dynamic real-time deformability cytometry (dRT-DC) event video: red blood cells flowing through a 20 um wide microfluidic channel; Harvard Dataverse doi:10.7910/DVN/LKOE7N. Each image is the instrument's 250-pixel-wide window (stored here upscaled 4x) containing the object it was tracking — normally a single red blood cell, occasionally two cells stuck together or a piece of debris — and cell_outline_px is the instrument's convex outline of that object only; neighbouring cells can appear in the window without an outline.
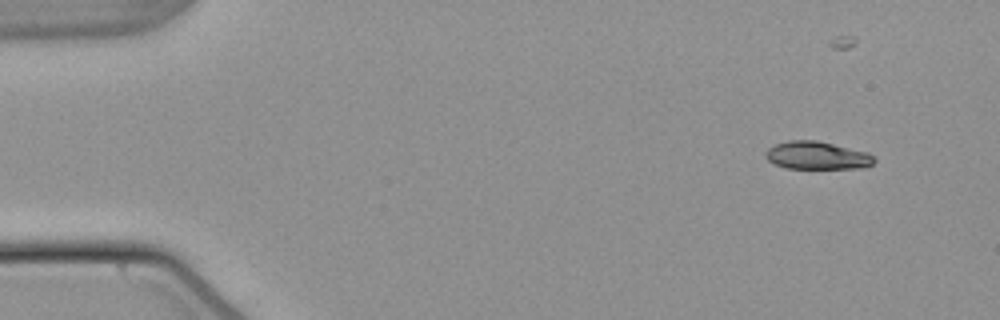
{"species": "common noctule bat (a hibernating species)", "species_latin": "Nyctalus noctula", "temperature_condition": "warm", "stored_images_in_passage": 43, "camera_frame_rate_fps": 3000, "um_per_image_px": 0.085, "animal": {"sex": "male", "body_mass_g": 21.5, "forearm_length_mm": 52.0}, "frame": {"image": 1, "passage_image": 6, "time_ms": 1.667, "image_size_px": [1000, 320], "cell_outline_px": [[876, 160], [872, 164], [864, 168], [784, 168], [772, 164], [764, 156], [764, 152], [768, 148], [776, 144], [788, 140], [816, 140], [868, 152], [876, 156]], "centroid_in_image_um": [69.44, 13.22], "position_along_channel_um": 15.6, "area_um2": 17.86}}
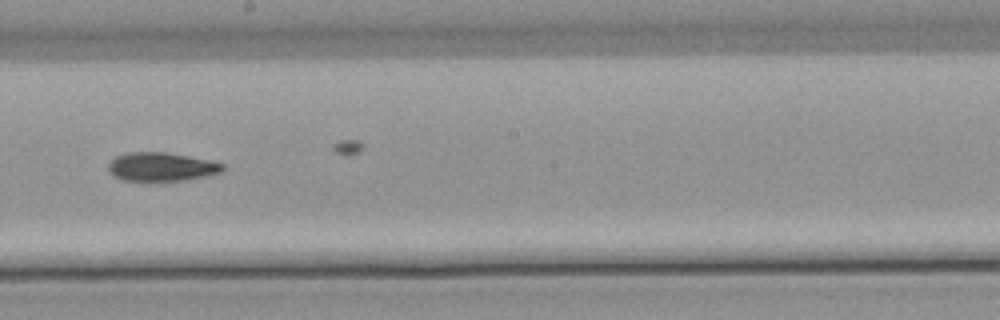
{"frame": {"image": 2, "passage_image": 32, "time_ms": 10.333, "image_size_px": [1000, 320], "cell_outline_px": [[224, 172], [208, 176], [184, 180], [124, 180], [108, 172], [108, 164], [116, 156], [128, 152], [164, 152], [188, 156], [208, 160], [224, 164]], "centroid_in_image_um": [13.74, 14.17], "position_along_channel_um": 234.5, "area_um2": 18.96}}
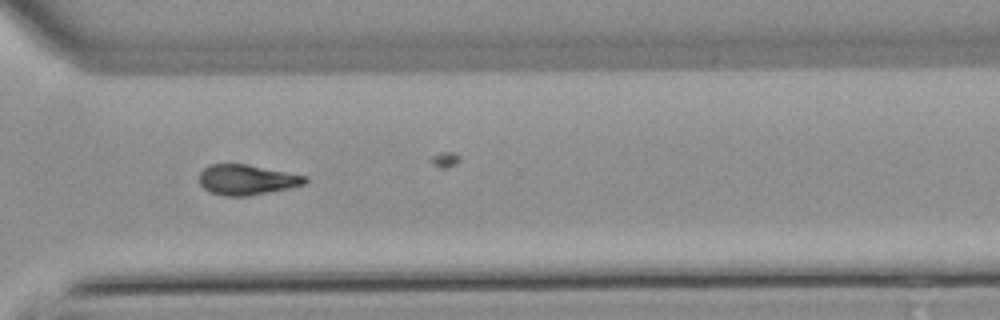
{"frame": {"image": 3, "passage_image": 41, "time_ms": 13.333, "image_size_px": [1000, 320], "cell_outline_px": [[308, 180], [304, 184], [288, 188], [248, 196], [224, 196], [208, 192], [200, 184], [200, 172], [204, 168], [212, 164], [248, 164], [308, 176]], "centroid_in_image_um": [20.97, 15.28], "position_along_channel_um": 349.6, "area_um2": 18.67}}